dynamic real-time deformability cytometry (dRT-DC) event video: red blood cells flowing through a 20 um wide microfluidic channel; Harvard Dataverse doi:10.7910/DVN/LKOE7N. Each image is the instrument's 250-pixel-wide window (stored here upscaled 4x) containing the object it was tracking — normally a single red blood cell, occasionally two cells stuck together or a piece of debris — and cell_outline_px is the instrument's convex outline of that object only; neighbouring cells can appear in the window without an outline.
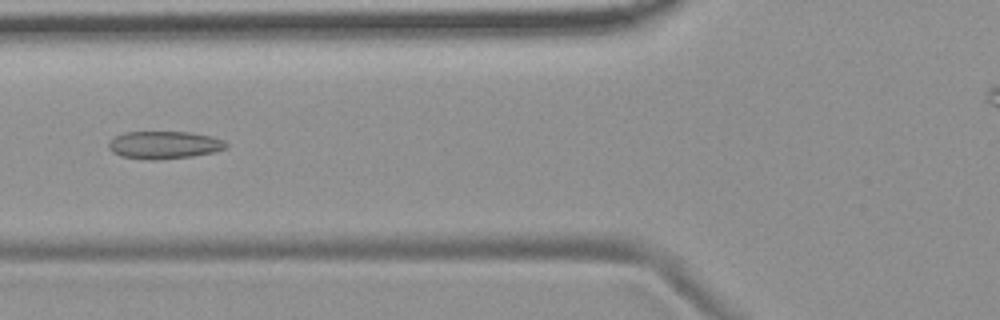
{"species": "common noctule bat (a hibernating species)", "species_latin": "Nyctalus noctula", "temperature_condition": "room temperature", "stored_images_in_passage": 6, "camera_frame_rate_fps": 3000, "um_per_image_px": 0.085, "animal": {"sex": "female", "body_mass_g": 19.9}, "frame": {"image": 1, "passage_image": 6, "time_ms": 6.667, "image_size_px": [1000, 320], "cell_outline_px": [[228, 148], [212, 152], [192, 156], [156, 160], [148, 160], [120, 156], [112, 152], [108, 148], [108, 144], [116, 136], [124, 132], [192, 132], [212, 136], [224, 140], [228, 144]], "centroid_in_image_um": [13.97, 12.32], "position_along_channel_um": 111.8, "area_um2": 19.02}}